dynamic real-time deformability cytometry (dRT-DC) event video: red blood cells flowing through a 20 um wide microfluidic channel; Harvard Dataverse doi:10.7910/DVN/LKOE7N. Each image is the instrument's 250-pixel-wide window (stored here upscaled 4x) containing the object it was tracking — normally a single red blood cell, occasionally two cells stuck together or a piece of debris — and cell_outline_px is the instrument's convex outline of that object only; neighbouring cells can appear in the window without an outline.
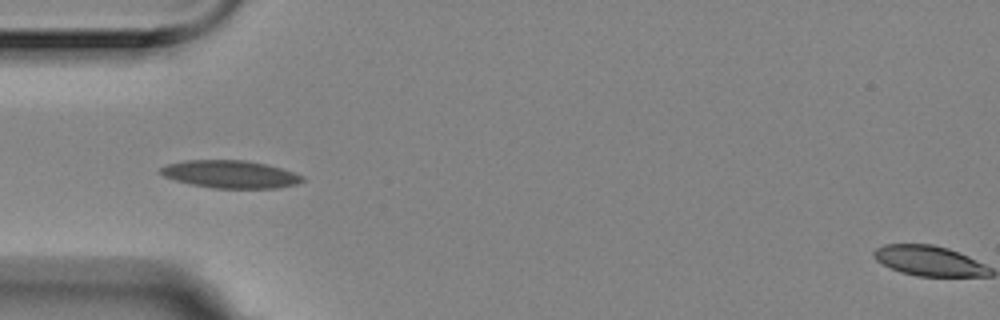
{"species": "Egyptian fruit bat (a non-hibernating species)", "species_latin": "Rousettus aegyptiacus", "temperature_condition": "room temperature", "stored_images_in_passage": 7, "camera_frame_rate_fps": 3000, "um_per_image_px": 0.085, "animal": {"sex": "female"}, "frame": {"image": 1, "passage_image": 3, "time_ms": 0.667, "image_size_px": [1000, 320], "cell_outline_px": [[304, 180], [296, 184], [276, 188], [212, 188], [192, 184], [176, 180], [164, 176], [156, 172], [160, 168], [168, 164], [184, 160], [244, 160], [264, 164], [280, 168], [304, 176]], "centroid_in_image_um": [19.54, 14.81], "position_along_channel_um": 65.5, "area_um2": 22.72}}
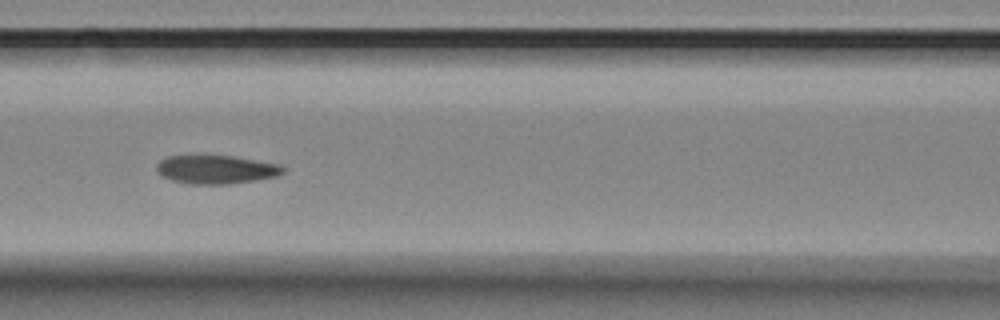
{"frame": {"image": 2, "passage_image": 5, "time_ms": 1.333, "image_size_px": [1000, 320], "cell_outline_px": [[284, 172], [276, 176], [228, 184], [188, 184], [172, 180], [156, 172], [156, 164], [160, 160], [168, 156], [232, 156], [280, 164], [284, 168]], "centroid_in_image_um": [18.34, 14.4], "position_along_channel_um": 148.3, "area_um2": 20.81}}
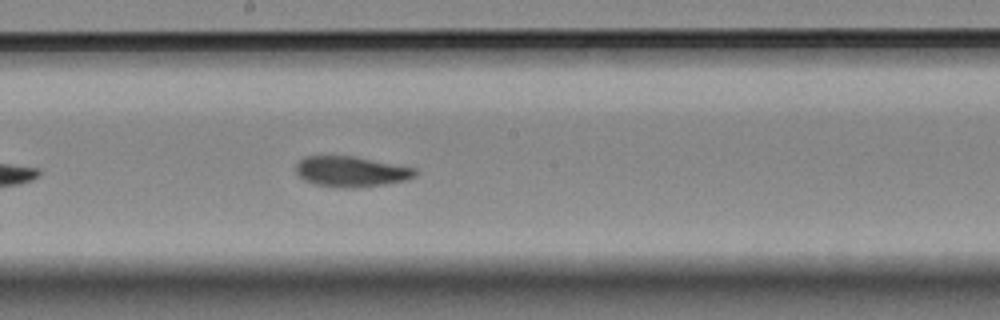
{"frame": {"image": 3, "passage_image": 7, "time_ms": 2.0, "image_size_px": [1000, 320], "cell_outline_px": [[420, 172], [416, 176], [408, 180], [384, 184], [348, 188], [340, 188], [316, 184], [304, 180], [296, 172], [296, 164], [304, 156], [352, 156], [416, 168]], "centroid_in_image_um": [29.87, 14.58], "position_along_channel_um": 218.3, "area_um2": 21.15}}